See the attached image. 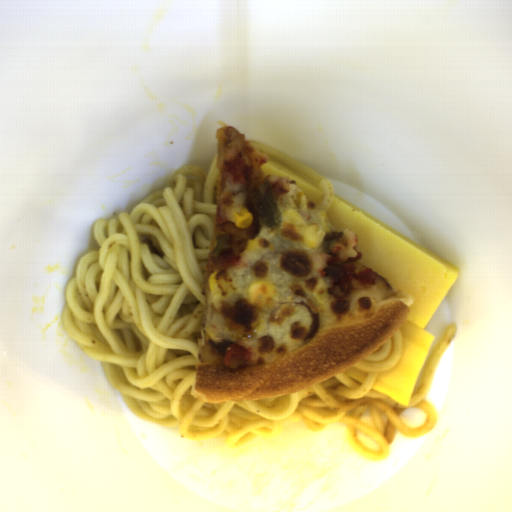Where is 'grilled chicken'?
<instances>
[{
  "label": "grilled chicken",
  "mask_w": 512,
  "mask_h": 512,
  "mask_svg": "<svg viewBox=\"0 0 512 512\" xmlns=\"http://www.w3.org/2000/svg\"><path fill=\"white\" fill-rule=\"evenodd\" d=\"M217 140V205L213 239L205 274L225 271L238 263L248 242L261 228L260 217L255 203L261 184H268L276 200L288 193L290 181L286 176L263 175L268 157L249 142L245 133L232 125L219 126ZM246 207L252 215V225L238 228L231 221L230 213ZM231 237L219 256L213 257V250L225 234Z\"/></svg>",
  "instance_id": "grilled-chicken-1"
},
{
  "label": "grilled chicken",
  "mask_w": 512,
  "mask_h": 512,
  "mask_svg": "<svg viewBox=\"0 0 512 512\" xmlns=\"http://www.w3.org/2000/svg\"><path fill=\"white\" fill-rule=\"evenodd\" d=\"M358 244L355 233L348 230L342 241H334L330 245V253L320 251L313 255V264L320 275L328 277L331 284L328 293L335 298L349 295L354 285L377 284L372 268L355 269L353 266L363 258L355 248Z\"/></svg>",
  "instance_id": "grilled-chicken-2"
},
{
  "label": "grilled chicken",
  "mask_w": 512,
  "mask_h": 512,
  "mask_svg": "<svg viewBox=\"0 0 512 512\" xmlns=\"http://www.w3.org/2000/svg\"><path fill=\"white\" fill-rule=\"evenodd\" d=\"M251 351L239 344L228 345L225 349L223 363L225 367L231 366L236 360L250 359Z\"/></svg>",
  "instance_id": "grilled-chicken-3"
}]
</instances>
